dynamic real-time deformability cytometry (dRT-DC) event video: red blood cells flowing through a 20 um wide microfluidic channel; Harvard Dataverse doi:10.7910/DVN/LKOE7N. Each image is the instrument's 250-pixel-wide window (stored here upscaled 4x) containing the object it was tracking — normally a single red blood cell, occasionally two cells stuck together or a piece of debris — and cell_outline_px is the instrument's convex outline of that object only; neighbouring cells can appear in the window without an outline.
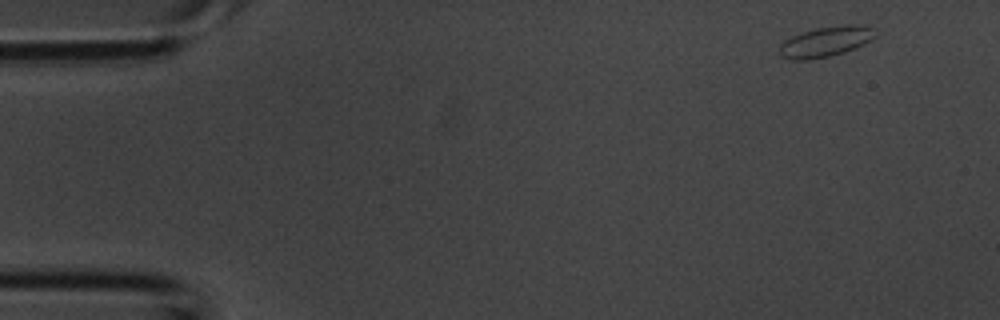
{"species": "common noctule bat (a hibernating species)", "species_latin": "Nyctalus noctula", "temperature_condition": "room temperature", "stored_images_in_passage": 3, "camera_frame_rate_fps": 3000, "um_per_image_px": 0.085, "animal": {"sex": "male", "body_mass_g": 20.1, "forearm_length_mm": 53.5}, "frame": {"image": 1, "passage_image": 1, "time_ms": 0.0, "image_size_px": [1000, 320], "cell_outline_px": [[876, 36], [872, 40], [864, 44], [844, 52], [828, 56], [808, 60], [792, 60], [780, 56], [780, 44], [784, 40], [792, 36], [816, 28], [848, 24], [864, 24], [876, 28]], "centroid_in_image_um": [70.23, 3.52], "position_along_channel_um": 14.8, "area_um2": 17.05}}
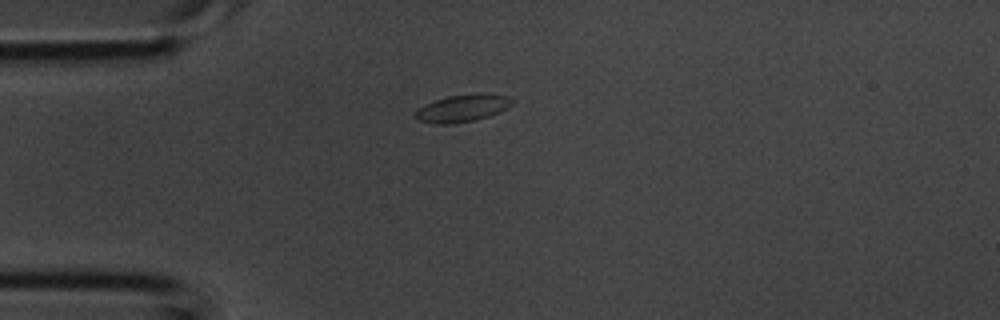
{"frame": {"image": 2, "passage_image": 3, "time_ms": 0.667, "image_size_px": [1000, 320], "cell_outline_px": [[516, 100], [512, 104], [500, 112], [476, 120], [444, 124], [440, 124], [416, 120], [416, 112], [424, 104], [448, 96], [480, 92], [488, 92], [508, 96]], "centroid_in_image_um": [39.39, 9.16], "position_along_channel_um": 45.6, "area_um2": 15.49}}